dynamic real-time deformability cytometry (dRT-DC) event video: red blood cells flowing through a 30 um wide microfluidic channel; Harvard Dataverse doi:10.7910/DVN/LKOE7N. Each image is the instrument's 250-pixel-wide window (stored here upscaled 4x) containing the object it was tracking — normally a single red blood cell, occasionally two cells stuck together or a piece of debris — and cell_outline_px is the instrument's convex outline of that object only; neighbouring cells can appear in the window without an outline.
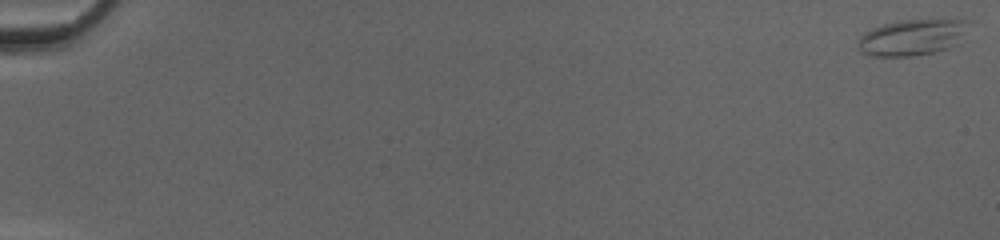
{"species": "common noctule bat (a hibernating species)", "species_latin": "Nyctalus noctula", "temperature_condition": "cold", "stored_images_in_passage": 51, "camera_frame_rate_fps": 3000, "um_per_image_px": 0.085, "animal": {"sex": "female", "body_mass_g": 20.0, "forearm_length_mm": 54.0}, "frame": {"image": 1, "passage_image": 1, "time_ms": 0.0, "image_size_px": [1000, 240], "cell_outline_px": [[964, 20], [960, 44], [948, 48], [932, 52], [912, 56], [872, 56], [860, 52], [856, 48], [856, 40], [864, 32], [872, 28], [884, 24], [900, 20]], "centroid_in_image_um": [77.38, 3.2], "position_along_channel_um": 7.6, "area_um2": 22.95}}
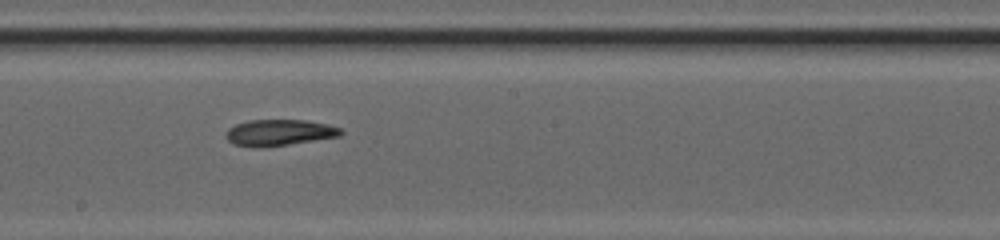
{"frame": {"image": 2, "passage_image": 31, "time_ms": 10.0, "image_size_px": [1000, 240], "cell_outline_px": [[344, 132], [340, 136], [264, 148], [256, 148], [232, 144], [224, 136], [224, 132], [228, 128], [236, 124], [248, 120], [304, 120], [328, 124], [340, 128]], "centroid_in_image_um": [23.68, 11.28], "position_along_channel_um": 224.5, "area_um2": 17.8}}
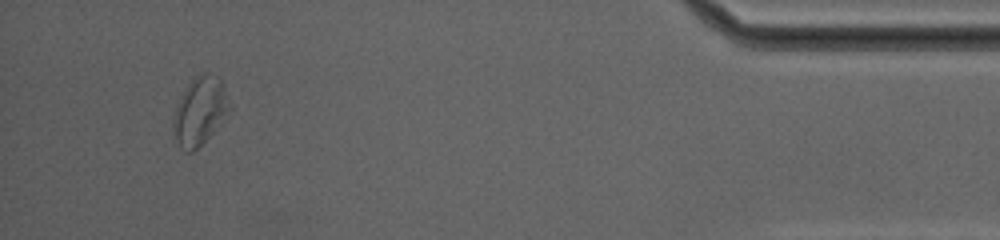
{"frame": {"image": 3, "passage_image": 49, "time_ms": 16.0, "image_size_px": [1000, 240], "cell_outline_px": [[232, 108], [220, 124], [192, 152], [184, 152], [180, 148], [176, 140], [176, 108], [180, 96], [188, 84], [196, 76], [204, 72], [208, 72], [220, 76], [224, 84], [232, 104]], "centroid_in_image_um": [17.07, 9.37], "position_along_channel_um": 418.1, "area_um2": 21.96}, "authors_computed_cell_mechanics": {"area_um2": 19.2474, "velocity_mm_per_s": 4.2042, "shape_relaxation_time_tau1_ms": 8.9807, "shape_relaxation_time_tau2_ms": 6.3727, "deformation_change_tau1": 0.1877, "deformation_change_tau2": 0.1496}}